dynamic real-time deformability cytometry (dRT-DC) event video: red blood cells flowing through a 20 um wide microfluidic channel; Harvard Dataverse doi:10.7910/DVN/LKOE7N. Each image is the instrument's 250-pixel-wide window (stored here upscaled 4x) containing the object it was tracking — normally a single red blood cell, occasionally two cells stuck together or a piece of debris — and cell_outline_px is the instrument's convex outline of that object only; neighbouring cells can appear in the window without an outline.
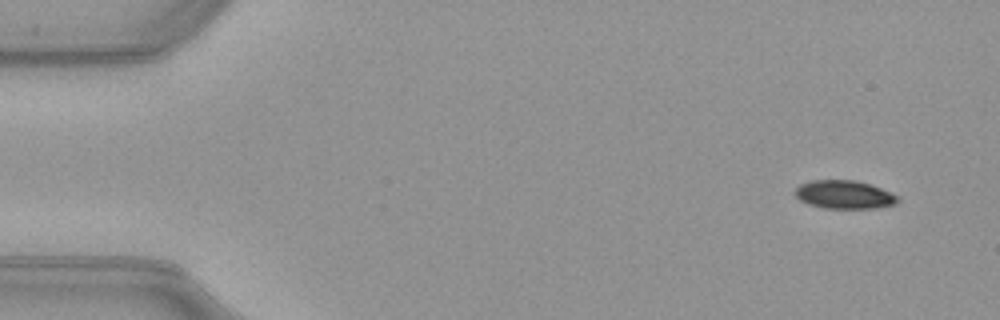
{"species": "common noctule bat (a hibernating species)", "species_latin": "Nyctalus noctula", "temperature_condition": "warm", "stored_images_in_passage": 49, "camera_frame_rate_fps": 3000, "um_per_image_px": 0.085, "animal": {"sex": "female", "body_mass_g": 21.9}, "frame": {"image": 1, "passage_image": 1, "time_ms": 0.0, "image_size_px": [1000, 320], "cell_outline_px": [[900, 200], [896, 204], [876, 208], [824, 208], [808, 204], [800, 200], [792, 192], [800, 184], [812, 180], [852, 180], [868, 184], [880, 188], [900, 196]], "centroid_in_image_um": [71.76, 16.55], "position_along_channel_um": 13.2, "area_um2": 16.99}}
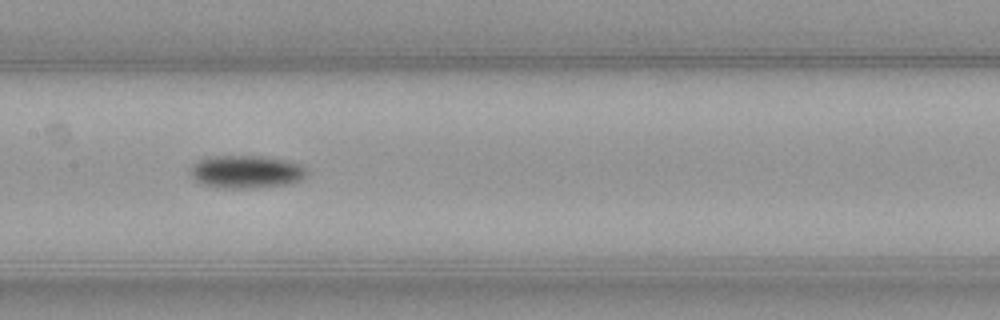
{"frame": {"image": 2, "passage_image": 23, "time_ms": 7.333, "image_size_px": [1000, 320], "cell_outline_px": [[308, 172], [300, 180], [292, 184], [252, 188], [224, 188], [200, 184], [188, 172], [192, 164], [208, 156], [264, 156], [288, 160], [300, 164], [308, 168]], "centroid_in_image_um": [20.94, 14.6], "position_along_channel_um": 186.5, "area_um2": 22.66}}
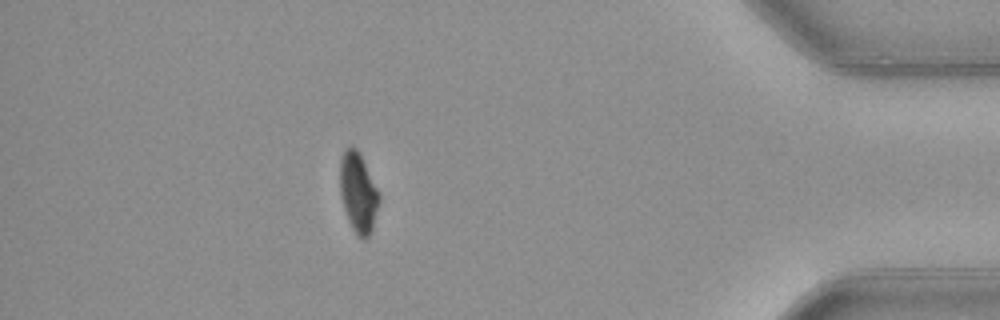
{"frame": {"image": 3, "passage_image": 43, "time_ms": 14.0, "image_size_px": [1000, 320], "cell_outline_px": [[380, 200], [372, 228], [368, 236], [364, 240], [352, 228], [348, 220], [344, 208], [340, 192], [340, 160], [344, 148], [352, 144], [356, 148], [380, 192]], "centroid_in_image_um": [30.44, 16.33], "position_along_channel_um": 404.8, "area_um2": 18.09}, "authors_computed_cell_mechanics": {"area_um2": 19.652, "velocity_mm_per_s": 4.0105, "shape_relaxation_time_tau1_ms": 2.7228, "shape_relaxation_time_tau2_ms": null, "deformation_change_tau1": 0.1378, "deformation_change_tau2": null}}